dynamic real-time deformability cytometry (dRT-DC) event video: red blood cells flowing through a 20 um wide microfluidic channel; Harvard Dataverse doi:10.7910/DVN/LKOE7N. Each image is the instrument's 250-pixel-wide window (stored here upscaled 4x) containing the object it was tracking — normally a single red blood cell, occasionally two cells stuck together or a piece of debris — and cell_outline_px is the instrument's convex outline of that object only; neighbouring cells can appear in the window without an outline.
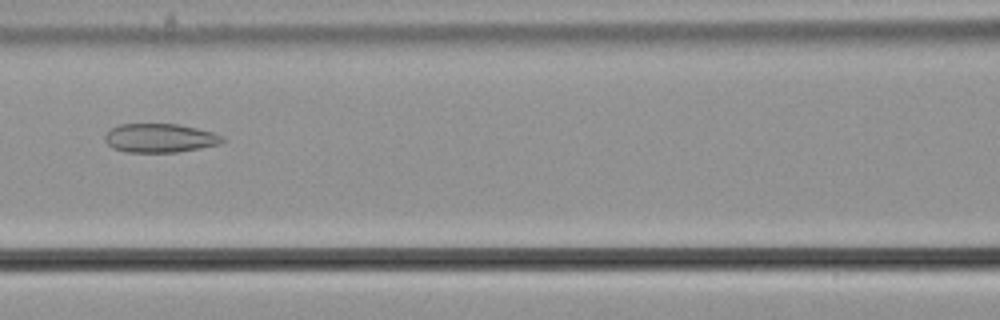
{"species": "common noctule bat (a hibernating species)", "species_latin": "Nyctalus noctula", "temperature_condition": "cold", "stored_images_in_passage": 55, "camera_frame_rate_fps": 3000, "um_per_image_px": 0.085, "animal": {"sex": "male", "body_mass_g": 21.5, "forearm_length_mm": 52.0}, "frame": {"image": 1, "passage_image": 25, "time_ms": 8.0, "image_size_px": [1000, 320], "cell_outline_px": [[224, 140], [220, 144], [200, 148], [176, 152], [128, 152], [112, 148], [104, 140], [104, 136], [112, 128], [120, 124], [176, 124], [196, 128], [212, 132], [224, 136]], "centroid_in_image_um": [13.59, 11.73], "position_along_channel_um": 153.0, "area_um2": 19.65}}
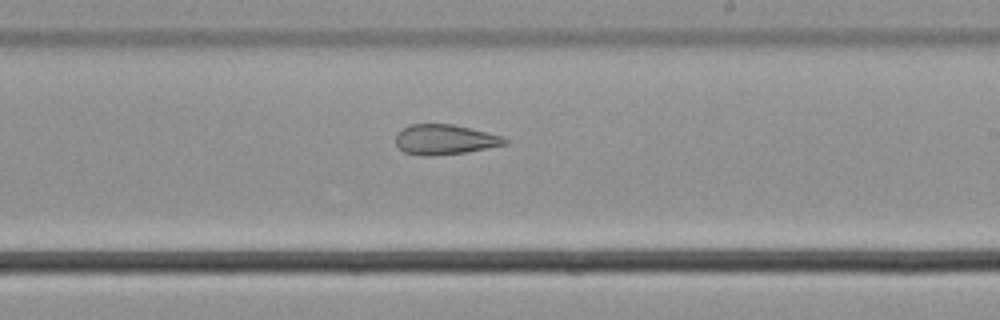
{"frame": {"image": 2, "passage_image": 33, "time_ms": 10.667, "image_size_px": [1000, 320], "cell_outline_px": [[508, 144], [464, 152], [428, 156], [404, 152], [396, 144], [396, 132], [408, 124], [452, 124], [472, 128], [504, 136], [508, 140]], "centroid_in_image_um": [37.81, 11.84], "position_along_channel_um": 251.2, "area_um2": 19.13}}
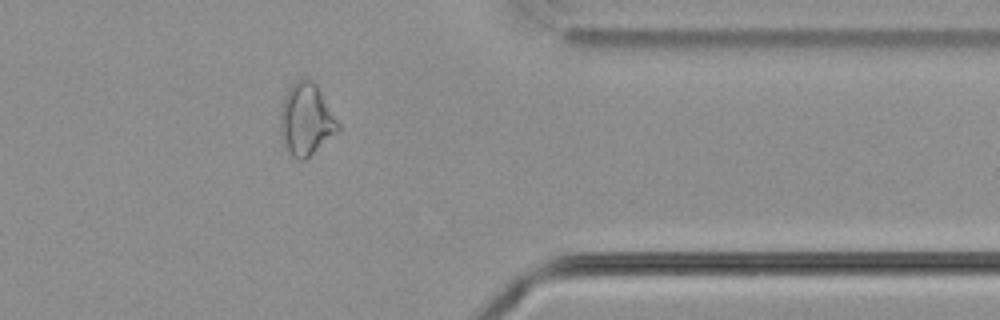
{"frame": {"image": 3, "passage_image": 45, "time_ms": 14.667, "image_size_px": [1000, 320], "cell_outline_px": [[340, 132], [304, 160], [296, 160], [284, 148], [280, 140], [280, 112], [284, 96], [288, 88], [300, 76], [304, 76], [312, 80], [316, 84], [340, 124]], "centroid_in_image_um": [26.01, 10.16], "position_along_channel_um": 385.4, "area_um2": 24.85}, "authors_computed_cell_mechanics": {"area_um2": 24.854, "velocity_mm_per_s": 3.6959, "shape_relaxation_time_tau1_ms": null, "shape_relaxation_time_tau2_ms": 2.1358, "deformation_change_tau1": null, "deformation_change_tau2": 0.0995}}